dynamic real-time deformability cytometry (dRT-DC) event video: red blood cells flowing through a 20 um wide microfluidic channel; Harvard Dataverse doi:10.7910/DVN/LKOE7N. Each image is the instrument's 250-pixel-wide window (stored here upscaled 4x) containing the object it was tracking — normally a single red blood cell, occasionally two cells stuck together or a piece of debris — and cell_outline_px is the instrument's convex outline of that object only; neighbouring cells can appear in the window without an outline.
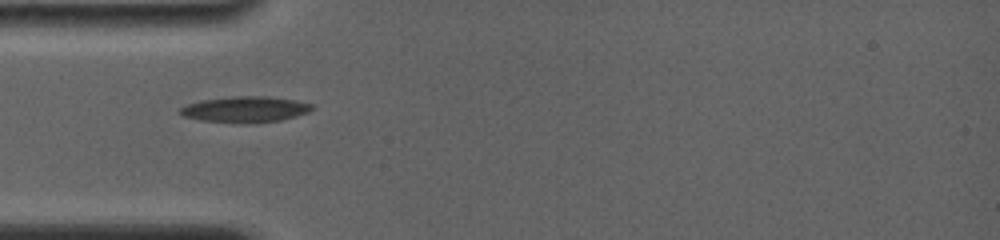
{"species": "common noctule bat (a hibernating species)", "species_latin": "Nyctalus noctula", "temperature_condition": "room temperature", "stored_images_in_passage": 7, "camera_frame_rate_fps": 4000, "um_per_image_px": 0.085, "animal": {"sex": "female", "body_mass_g": 19.0, "forearm_length_mm": 56.7}, "frame": {"image": 1, "passage_image": 5, "time_ms": 4.5, "image_size_px": [1000, 240], "cell_outline_px": [[316, 108], [308, 112], [296, 116], [280, 120], [248, 124], [200, 120], [184, 116], [180, 112], [180, 108], [188, 104], [200, 100], [232, 96], [268, 96], [296, 100], [312, 104]], "centroid_in_image_um": [20.88, 9.29], "position_along_channel_um": 64.1, "area_um2": 20.06}}
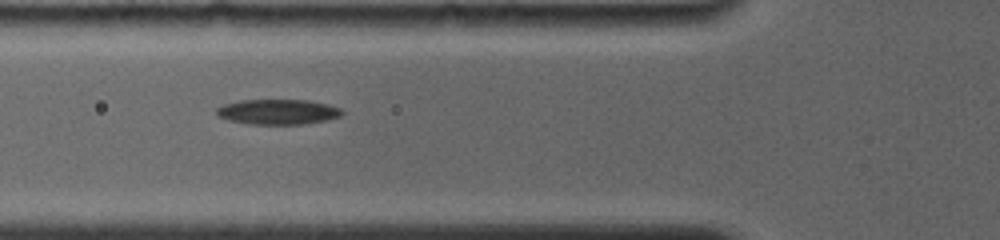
{"frame": {"image": 2, "passage_image": 6, "time_ms": 5.5, "image_size_px": [1000, 240], "cell_outline_px": [[344, 112], [340, 116], [328, 120], [304, 124], [248, 124], [228, 120], [216, 116], [216, 108], [224, 104], [240, 100], [308, 100], [328, 104], [340, 108]], "centroid_in_image_um": [23.61, 9.51], "position_along_channel_um": 102.2, "area_um2": 18.55}}
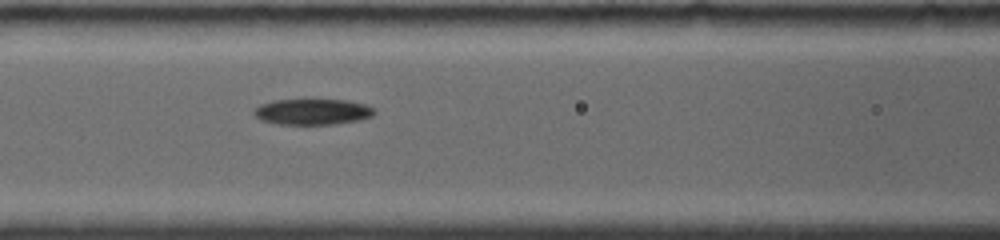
{"frame": {"image": 3, "passage_image": 7, "time_ms": 6.5, "image_size_px": [1000, 240], "cell_outline_px": [[376, 112], [372, 116], [360, 120], [332, 124], [276, 124], [260, 120], [252, 112], [260, 104], [272, 100], [348, 100], [364, 104], [376, 108]], "centroid_in_image_um": [26.57, 9.5], "position_along_channel_um": 140.0, "area_um2": 18.21}}